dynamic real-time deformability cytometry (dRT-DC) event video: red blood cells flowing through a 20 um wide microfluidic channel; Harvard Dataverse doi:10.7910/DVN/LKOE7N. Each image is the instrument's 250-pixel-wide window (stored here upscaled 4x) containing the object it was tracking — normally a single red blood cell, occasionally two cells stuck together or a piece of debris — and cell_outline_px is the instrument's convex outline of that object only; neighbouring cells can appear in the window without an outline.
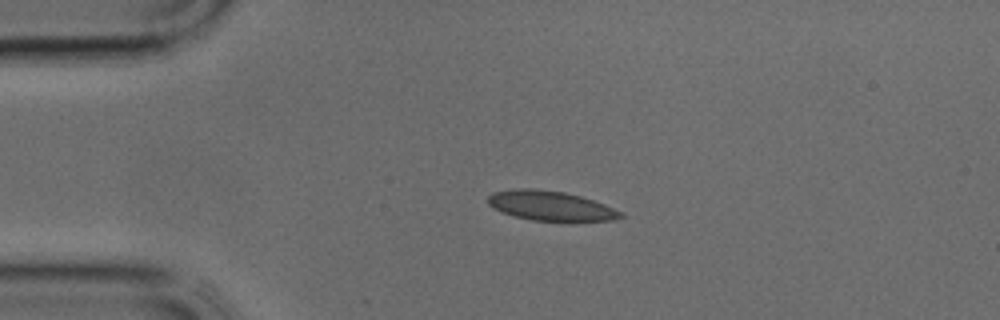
{"species": "common noctule bat (a hibernating species)", "species_latin": "Nyctalus noctula", "temperature_condition": "cold", "stored_images_in_passage": 37, "camera_frame_rate_fps": 3000, "um_per_image_px": 0.085, "animal": {"sex": "male", "body_mass_g": 17.9, "forearm_length_mm": 54.2}, "frame": {"image": 1, "passage_image": 7, "time_ms": 2.0, "image_size_px": [1000, 320], "cell_outline_px": [[624, 216], [612, 220], [532, 220], [500, 212], [492, 208], [488, 204], [488, 196], [492, 192], [512, 188], [532, 188], [564, 192], [580, 196], [604, 204], [624, 212]], "centroid_in_image_um": [46.75, 17.47], "position_along_channel_um": 38.3, "area_um2": 22.77}}
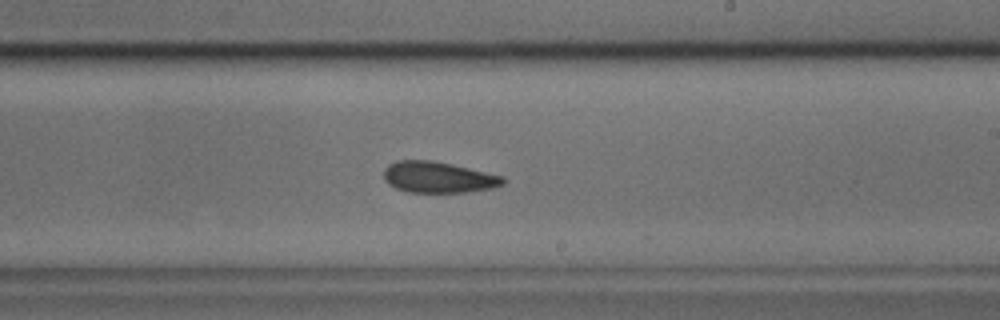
{"frame": {"image": 2, "passage_image": 21, "time_ms": 6.667, "image_size_px": [1000, 320], "cell_outline_px": [[508, 180], [504, 184], [492, 188], [468, 192], [408, 192], [396, 188], [388, 184], [384, 180], [384, 168], [388, 164], [396, 160], [432, 160], [452, 164], [504, 176]], "centroid_in_image_um": [37.26, 15.06], "position_along_channel_um": 251.7, "area_um2": 21.85}}
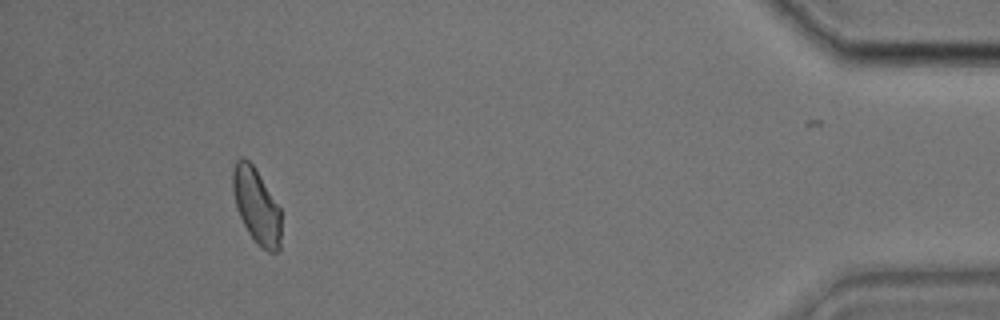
{"frame": {"image": 3, "passage_image": 34, "time_ms": 11.0, "image_size_px": [1000, 320], "cell_outline_px": [[280, 248], [276, 252], [268, 252], [256, 244], [248, 232], [236, 208], [232, 188], [232, 172], [236, 160], [240, 156], [244, 156], [252, 164], [280, 208]], "centroid_in_image_um": [21.78, 17.5], "position_along_channel_um": 413.4, "area_um2": 21.1}}